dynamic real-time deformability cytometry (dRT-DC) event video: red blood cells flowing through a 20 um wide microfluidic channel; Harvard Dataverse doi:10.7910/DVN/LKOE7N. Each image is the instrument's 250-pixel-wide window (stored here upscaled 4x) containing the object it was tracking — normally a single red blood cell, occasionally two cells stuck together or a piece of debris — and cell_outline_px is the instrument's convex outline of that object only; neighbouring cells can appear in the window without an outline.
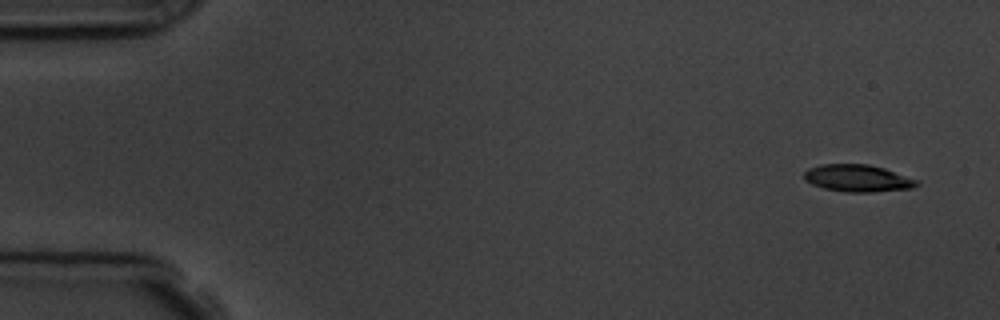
{"species": "common noctule bat (a hibernating species)", "species_latin": "Nyctalus noctula", "temperature_condition": "room temperature", "stored_images_in_passage": 6, "camera_frame_rate_fps": 3000, "um_per_image_px": 0.085, "animal": {"sex": "male", "body_mass_g": 19.5, "forearm_length_mm": 54.6}, "frame": {"image": 1, "passage_image": 1, "time_ms": 0.0, "image_size_px": [1000, 320], "cell_outline_px": [[920, 184], [912, 188], [872, 192], [844, 192], [824, 188], [812, 184], [804, 180], [804, 172], [808, 168], [820, 164], [868, 164], [884, 168], [920, 180]], "centroid_in_image_um": [72.91, 15.15], "position_along_channel_um": 12.1, "area_um2": 17.98}}
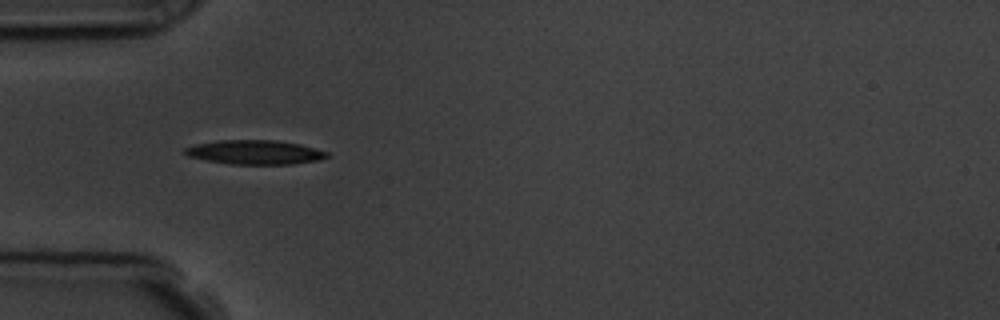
{"frame": {"image": 2, "passage_image": 5, "time_ms": 4.667, "image_size_px": [1000, 320], "cell_outline_px": [[328, 156], [320, 160], [292, 164], [228, 164], [188, 156], [184, 152], [184, 148], [196, 144], [220, 140], [276, 140], [300, 144], [316, 148], [328, 152]], "centroid_in_image_um": [21.69, 12.94], "position_along_channel_um": 63.3, "area_um2": 20.0}}